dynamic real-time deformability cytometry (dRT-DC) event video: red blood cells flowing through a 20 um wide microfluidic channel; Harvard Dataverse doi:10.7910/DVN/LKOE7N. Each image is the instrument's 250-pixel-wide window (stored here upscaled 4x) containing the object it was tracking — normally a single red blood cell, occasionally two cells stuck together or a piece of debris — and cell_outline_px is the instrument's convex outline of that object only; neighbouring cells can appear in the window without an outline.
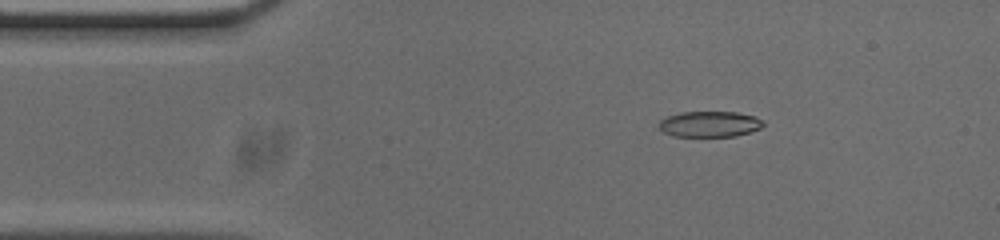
{"species": "common noctule bat (a hibernating species)", "species_latin": "Nyctalus noctula", "temperature_condition": "cold", "stored_images_in_passage": 53, "camera_frame_rate_fps": 3000, "um_per_image_px": 0.085, "animal": {"sex": "male", "body_mass_g": 20.0, "forearm_length_mm": 53.3}, "frame": {"image": 1, "passage_image": 8, "time_ms": 2.333, "image_size_px": [1000, 240], "cell_outline_px": [[764, 124], [760, 128], [736, 136], [676, 136], [664, 132], [660, 128], [660, 120], [668, 116], [680, 112], [736, 112], [756, 116], [764, 120]], "centroid_in_image_um": [60.36, 10.54], "position_along_channel_um": 24.6, "area_um2": 15.55}}
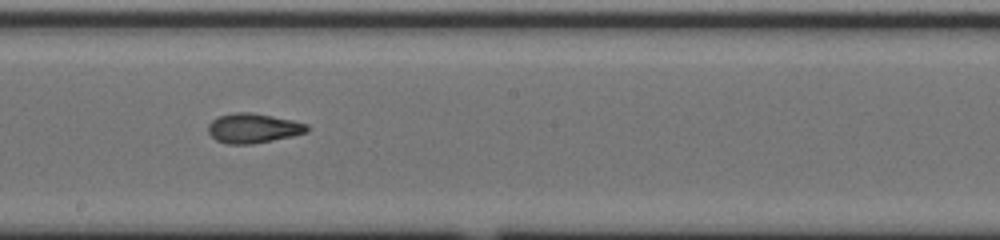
{"frame": {"image": 2, "passage_image": 28, "time_ms": 9.0, "image_size_px": [1000, 240], "cell_outline_px": [[308, 132], [292, 136], [252, 144], [228, 144], [216, 140], [208, 132], [208, 124], [216, 116], [236, 112], [252, 112], [292, 120], [308, 124]], "centroid_in_image_um": [21.5, 10.89], "position_along_channel_um": 226.7, "area_um2": 17.11}}
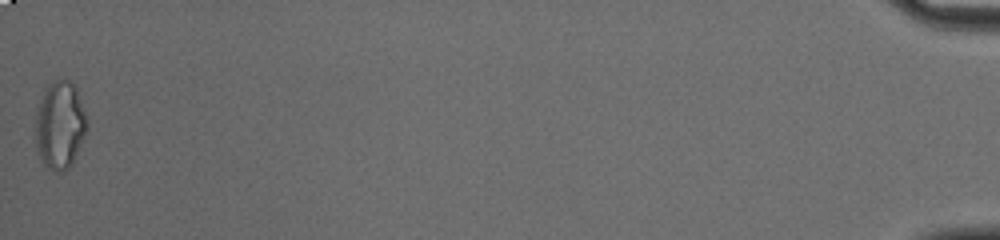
{"frame": {"image": 3, "passage_image": 53, "time_ms": 17.333, "image_size_px": [1000, 240], "cell_outline_px": [[88, 128], [72, 164], [64, 172], [56, 172], [48, 168], [40, 160], [36, 148], [36, 112], [44, 88], [56, 80], [68, 80], [76, 88], [88, 120]], "centroid_in_image_um": [5.09, 10.66], "position_along_channel_um": 430.1, "area_um2": 26.41}, "authors_computed_cell_mechanics": {"area_um2": 17.051, "velocity_mm_per_s": 3.7647, "shape_relaxation_time_tau1_ms": 6.0995, "shape_relaxation_time_tau2_ms": 1.8735, "deformation_change_tau1": 0.1786, "deformation_change_tau2": 0.0854}}